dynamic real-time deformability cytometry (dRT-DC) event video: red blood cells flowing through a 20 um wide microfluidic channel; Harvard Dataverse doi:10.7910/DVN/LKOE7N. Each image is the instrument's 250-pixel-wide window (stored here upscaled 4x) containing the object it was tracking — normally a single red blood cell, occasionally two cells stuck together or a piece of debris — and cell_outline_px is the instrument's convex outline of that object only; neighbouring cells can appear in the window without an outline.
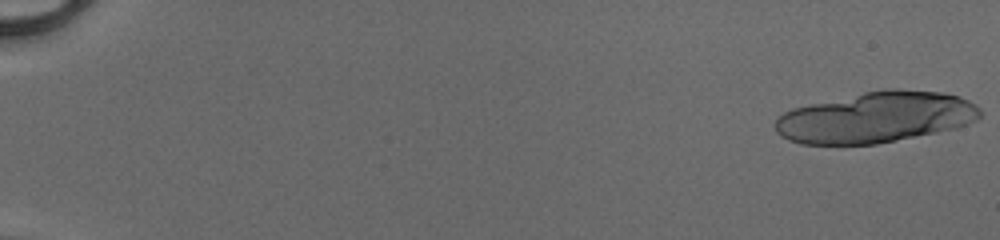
{"species": "human", "species_latin": "Homo sapiens", "temperature_condition": "cold", "stored_images_in_passage": 21, "camera_frame_rate_fps": 3000, "um_per_image_px": 0.085, "donor": {"sex": "male"}, "frame": {"image": 1, "passage_image": 1, "time_ms": 0.0, "image_size_px": [1000, 240], "cell_outline_px": [[980, 116], [976, 120], [968, 124], [956, 128], [876, 144], [800, 144], [788, 140], [780, 136], [776, 132], [776, 120], [784, 112], [792, 108], [864, 92], [888, 88], [900, 88], [944, 92], [960, 96], [976, 104], [980, 108]], "centroid_in_image_um": [74.47, 9.96], "position_along_channel_um": 10.5, "area_um2": 60.81}}